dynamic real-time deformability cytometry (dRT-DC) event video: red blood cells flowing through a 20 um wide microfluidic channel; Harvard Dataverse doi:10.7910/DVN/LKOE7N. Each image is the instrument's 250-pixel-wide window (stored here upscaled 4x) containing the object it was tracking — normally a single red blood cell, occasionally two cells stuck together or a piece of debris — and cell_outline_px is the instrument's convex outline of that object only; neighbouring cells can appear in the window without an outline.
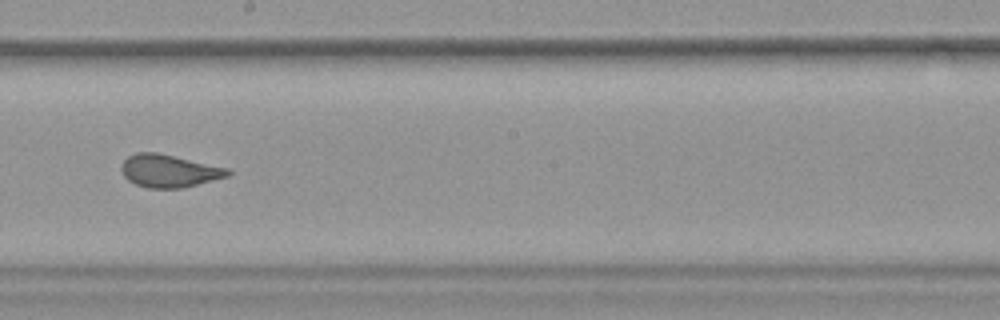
{"species": "common noctule bat (a hibernating species)", "species_latin": "Nyctalus noctula", "temperature_condition": "warm", "stored_images_in_passage": 53, "camera_frame_rate_fps": 3000, "um_per_image_px": 0.085, "animal": {"sex": "female", "body_mass_g": 19.9}, "frame": {"image": 1, "passage_image": 31, "time_ms": 10.0, "image_size_px": [1000, 320], "cell_outline_px": [[232, 172], [228, 176], [180, 188], [148, 188], [136, 184], [128, 180], [124, 176], [120, 168], [120, 164], [128, 156], [136, 152], [156, 152], [228, 168]], "centroid_in_image_um": [14.32, 14.52], "position_along_channel_um": 233.9, "area_um2": 20.11}, "authors_computed_cell_mechanics": {"area_um2": 22.6576, "velocity_mm_per_s": 3.8125, "shape_relaxation_time_tau1_ms": null, "shape_relaxation_time_tau2_ms": 0.686, "deformation_change_tau1": null, "deformation_change_tau2": 0.0411}}